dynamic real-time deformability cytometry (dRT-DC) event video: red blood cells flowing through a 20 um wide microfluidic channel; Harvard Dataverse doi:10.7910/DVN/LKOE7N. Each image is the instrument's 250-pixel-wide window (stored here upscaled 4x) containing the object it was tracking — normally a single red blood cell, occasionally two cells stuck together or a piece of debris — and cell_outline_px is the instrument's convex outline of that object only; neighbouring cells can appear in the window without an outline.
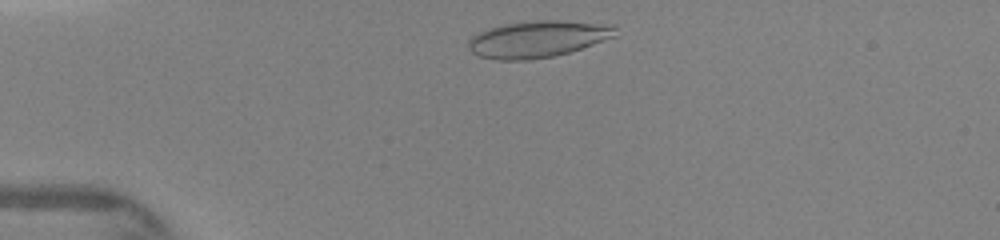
{"species": "human", "species_latin": "Homo sapiens", "temperature_condition": "warm", "stored_images_in_passage": 25, "camera_frame_rate_fps": 3000, "um_per_image_px": 0.085, "donor": {"sex": "female"}, "frame": {"image": 1, "passage_image": 3, "time_ms": 0.667, "image_size_px": [1000, 240], "cell_outline_px": [[616, 36], [568, 52], [552, 56], [528, 60], [496, 60], [480, 56], [472, 52], [468, 48], [468, 40], [472, 36], [480, 32], [504, 24], [532, 20], [560, 20], [616, 24]], "centroid_in_image_um": [45.73, 3.31], "position_along_channel_um": 39.3, "area_um2": 31.39}}
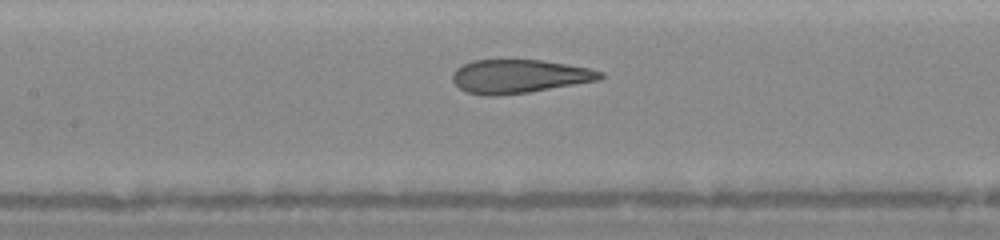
{"frame": {"image": 2, "passage_image": 10, "time_ms": 4.333, "image_size_px": [1000, 240], "cell_outline_px": [[604, 76], [600, 80], [528, 92], [496, 96], [484, 96], [464, 92], [452, 80], [452, 72], [460, 64], [472, 60], [544, 60], [588, 68], [604, 72]], "centroid_in_image_um": [44.09, 6.49], "position_along_channel_um": 163.3, "area_um2": 29.13}}
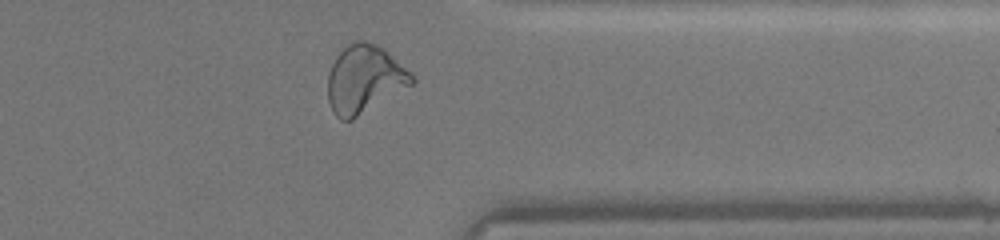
{"frame": {"image": 3, "passage_image": 23, "time_ms": 9.333, "image_size_px": [1000, 240], "cell_outline_px": [[416, 80], [412, 84], [352, 120], [340, 120], [332, 112], [328, 100], [328, 72], [336, 56], [348, 44], [356, 40], [364, 40], [376, 44], [384, 48]], "centroid_in_image_um": [30.93, 6.73], "position_along_channel_um": 380.5, "area_um2": 32.89}}